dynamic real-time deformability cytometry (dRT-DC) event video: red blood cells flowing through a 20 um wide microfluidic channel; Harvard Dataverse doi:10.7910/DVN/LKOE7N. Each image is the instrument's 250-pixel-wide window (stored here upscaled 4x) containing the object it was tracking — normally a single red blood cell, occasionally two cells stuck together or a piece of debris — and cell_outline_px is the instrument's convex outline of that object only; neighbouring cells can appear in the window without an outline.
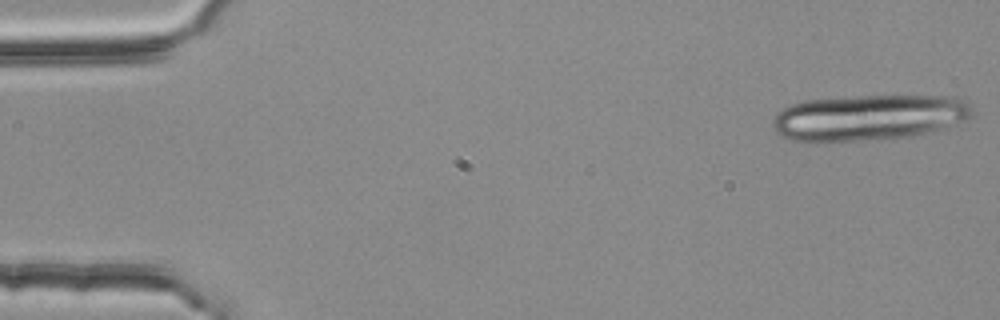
{"species": "common noctule bat (a hibernating species)", "species_latin": "Nyctalus noctula", "temperature_condition": "room temperature", "stored_images_in_passage": 4, "camera_frame_rate_fps": 3000, "um_per_image_px": 0.085, "animal": {"sex": "female", "body_mass_g": 25.1}, "frame": {"image": 1, "passage_image": 1, "time_ms": 0.0, "image_size_px": [1000, 320], "cell_outline_px": [[972, 116], [964, 120], [928, 132], [912, 136], [860, 140], [788, 140], [780, 136], [776, 132], [772, 124], [772, 120], [776, 112], [788, 104], [804, 100], [856, 96], [944, 96], [964, 100], [968, 104], [972, 112]], "centroid_in_image_um": [73.76, 9.97], "position_along_channel_um": 11.2, "area_um2": 52.71}}